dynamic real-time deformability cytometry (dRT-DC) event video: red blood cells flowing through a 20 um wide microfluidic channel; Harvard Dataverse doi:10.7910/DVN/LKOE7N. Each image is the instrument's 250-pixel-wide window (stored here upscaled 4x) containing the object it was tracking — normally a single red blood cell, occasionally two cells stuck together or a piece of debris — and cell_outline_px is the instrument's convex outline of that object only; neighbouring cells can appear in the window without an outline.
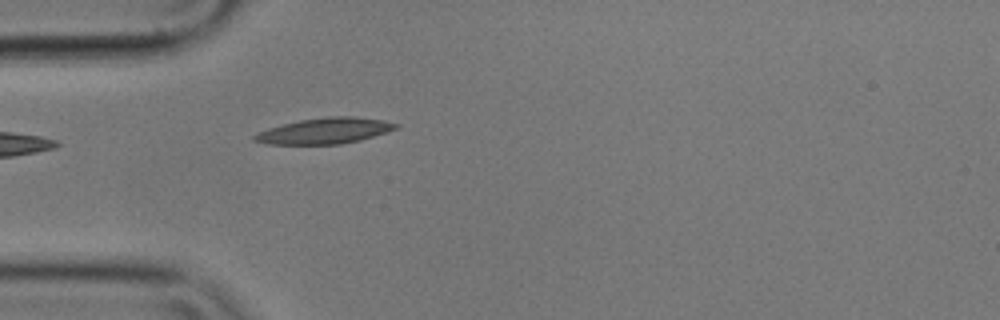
{"species": "common noctule bat (a hibernating species)", "species_latin": "Nyctalus noctula", "temperature_condition": "cold", "stored_images_in_passage": 4, "camera_frame_rate_fps": 3000, "um_per_image_px": 0.085, "animal": {"sex": "male", "body_mass_g": 17.9}, "frame": {"image": 1, "passage_image": 1, "time_ms": 0.0, "image_size_px": [1000, 320], "cell_outline_px": [[400, 128], [360, 140], [340, 144], [268, 144], [252, 140], [252, 136], [256, 132], [268, 128], [300, 120], [328, 116], [352, 116], [384, 120], [400, 124]], "centroid_in_image_um": [27.62, 11.12], "position_along_channel_um": 57.4, "area_um2": 21.39}}